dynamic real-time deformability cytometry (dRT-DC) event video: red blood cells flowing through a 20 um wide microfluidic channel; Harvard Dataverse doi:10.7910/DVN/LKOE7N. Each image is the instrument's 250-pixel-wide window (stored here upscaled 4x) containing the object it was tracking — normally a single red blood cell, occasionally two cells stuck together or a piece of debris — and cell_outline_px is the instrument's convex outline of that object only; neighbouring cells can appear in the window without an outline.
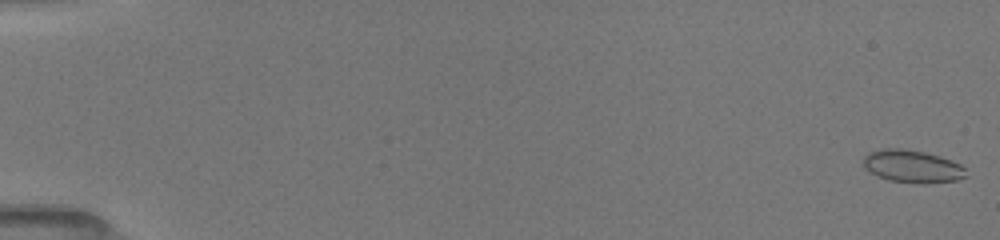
{"species": "common noctule bat (a hibernating species)", "species_latin": "Nyctalus noctula", "temperature_condition": "room temperature", "stored_images_in_passage": 26, "camera_frame_rate_fps": 3000, "um_per_image_px": 0.085, "animal": {"sex": "female", "body_mass_g": 19.5, "forearm_length_mm": 54.1}, "frame": {"image": 1, "passage_image": 1, "time_ms": 0.0, "image_size_px": [1000, 240], "cell_outline_px": [[968, 176], [956, 180], [924, 184], [888, 180], [876, 176], [864, 168], [864, 156], [868, 152], [884, 148], [900, 148], [924, 152], [940, 156], [952, 160], [960, 164], [964, 168]], "centroid_in_image_um": [77.54, 14.14], "position_along_channel_um": 7.5, "area_um2": 19.65}}
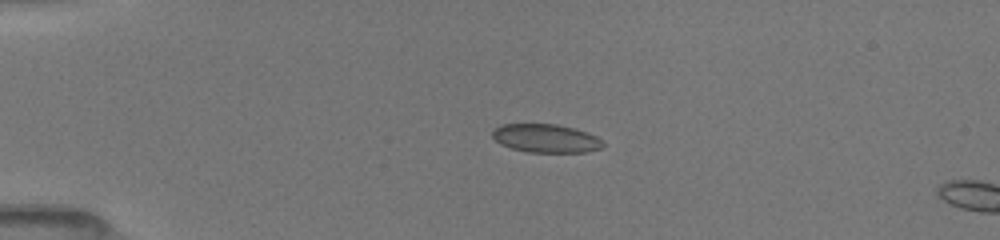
{"frame": {"image": 2, "passage_image": 20, "time_ms": 4.0, "image_size_px": [1000, 240], "cell_outline_px": [[604, 148], [584, 152], [528, 152], [512, 148], [500, 144], [492, 136], [492, 132], [500, 124], [556, 124], [572, 128], [596, 136], [604, 144]], "centroid_in_image_um": [46.38, 11.76], "position_along_channel_um": 38.6, "area_um2": 18.15}}